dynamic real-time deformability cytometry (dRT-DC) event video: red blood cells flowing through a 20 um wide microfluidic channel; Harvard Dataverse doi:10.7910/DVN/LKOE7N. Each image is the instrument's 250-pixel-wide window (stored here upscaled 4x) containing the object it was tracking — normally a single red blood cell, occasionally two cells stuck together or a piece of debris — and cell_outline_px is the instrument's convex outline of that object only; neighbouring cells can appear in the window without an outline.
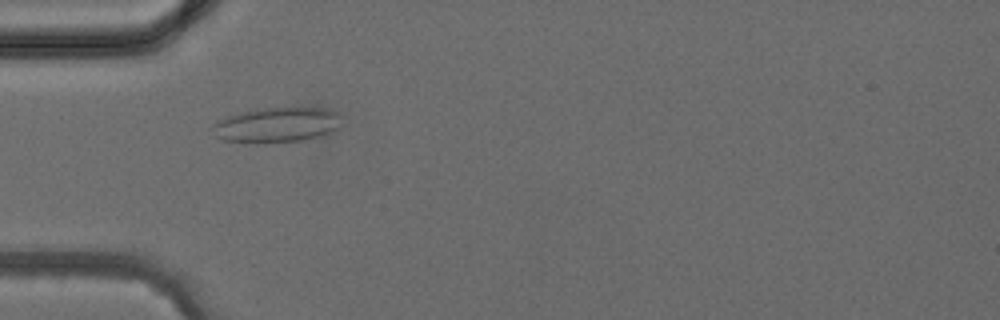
{"species": "common noctule bat (a hibernating species)", "species_latin": "Nyctalus noctula", "temperature_condition": "cold", "stored_images_in_passage": 4, "camera_frame_rate_fps": 3000, "um_per_image_px": 0.085, "animal": {"sex": "female", "body_mass_g": 24.6, "forearm_length_mm": 56.2}, "frame": {"image": 1, "passage_image": 4, "time_ms": 3.333, "image_size_px": [1000, 320], "cell_outline_px": [[344, 116], [340, 128], [324, 136], [304, 140], [224, 140], [212, 136], [208, 128], [216, 120], [240, 112], [256, 108], [324, 108], [336, 112]], "centroid_in_image_um": [23.56, 10.57], "position_along_channel_um": 61.4, "area_um2": 26.24}}